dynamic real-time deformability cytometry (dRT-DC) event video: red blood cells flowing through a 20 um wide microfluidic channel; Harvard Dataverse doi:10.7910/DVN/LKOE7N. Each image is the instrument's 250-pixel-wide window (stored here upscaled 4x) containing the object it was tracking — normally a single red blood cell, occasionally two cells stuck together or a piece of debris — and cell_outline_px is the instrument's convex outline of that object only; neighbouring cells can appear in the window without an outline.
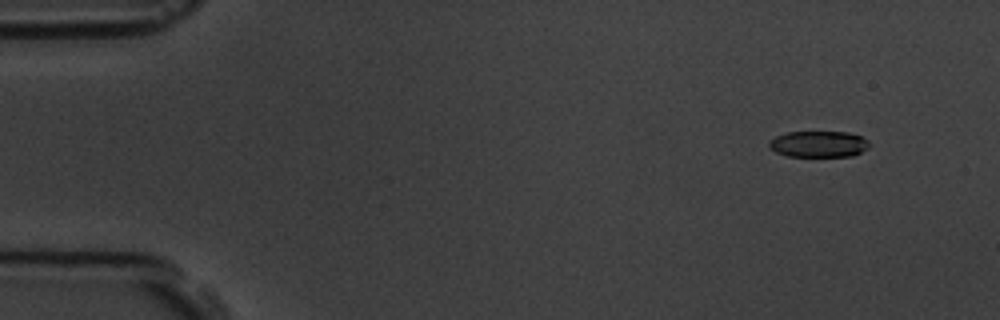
{"species": "common noctule bat (a hibernating species)", "species_latin": "Nyctalus noctula", "temperature_condition": "room temperature", "stored_images_in_passage": 7, "camera_frame_rate_fps": 3000, "um_per_image_px": 0.085, "animal": {"sex": "male", "body_mass_g": 19.5, "forearm_length_mm": 54.6}, "frame": {"image": 1, "passage_image": 2, "time_ms": 1.333, "image_size_px": [1000, 320], "cell_outline_px": [[868, 148], [852, 156], [788, 156], [776, 152], [768, 144], [768, 140], [776, 136], [788, 132], [848, 132], [860, 136], [868, 140]], "centroid_in_image_um": [69.57, 12.24], "position_along_channel_um": 15.4, "area_um2": 15.2}}
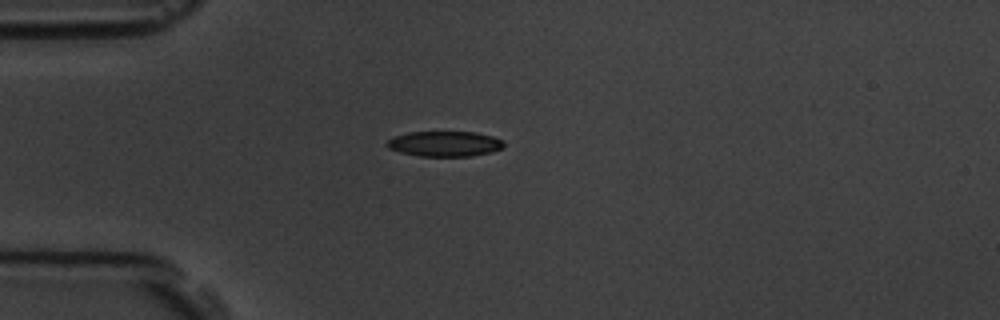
{"frame": {"image": 2, "passage_image": 5, "time_ms": 4.667, "image_size_px": [1000, 320], "cell_outline_px": [[504, 144], [500, 148], [492, 152], [472, 156], [420, 156], [400, 152], [388, 148], [384, 144], [388, 140], [396, 136], [408, 132], [476, 132], [492, 136], [504, 140]], "centroid_in_image_um": [37.8, 12.22], "position_along_channel_um": 47.2, "area_um2": 17.22}}
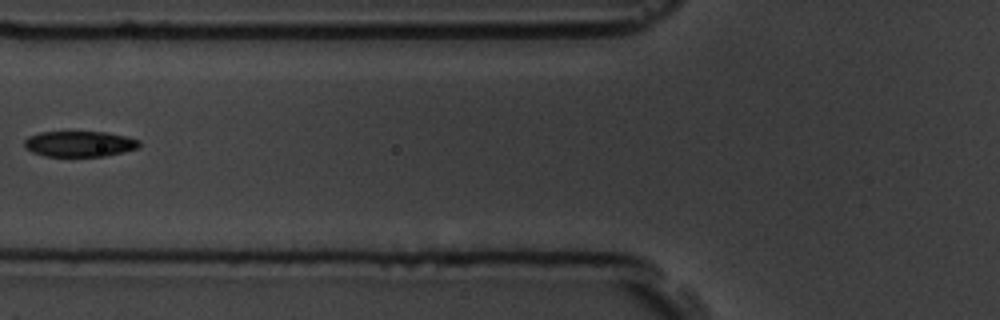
{"frame": {"image": 3, "passage_image": 7, "time_ms": 7.0, "image_size_px": [1000, 320], "cell_outline_px": [[140, 144], [136, 148], [104, 156], [44, 156], [32, 152], [24, 144], [24, 140], [28, 136], [40, 132], [104, 132], [124, 136], [140, 140]], "centroid_in_image_um": [6.72, 12.22], "position_along_channel_um": 119.1, "area_um2": 16.94}}